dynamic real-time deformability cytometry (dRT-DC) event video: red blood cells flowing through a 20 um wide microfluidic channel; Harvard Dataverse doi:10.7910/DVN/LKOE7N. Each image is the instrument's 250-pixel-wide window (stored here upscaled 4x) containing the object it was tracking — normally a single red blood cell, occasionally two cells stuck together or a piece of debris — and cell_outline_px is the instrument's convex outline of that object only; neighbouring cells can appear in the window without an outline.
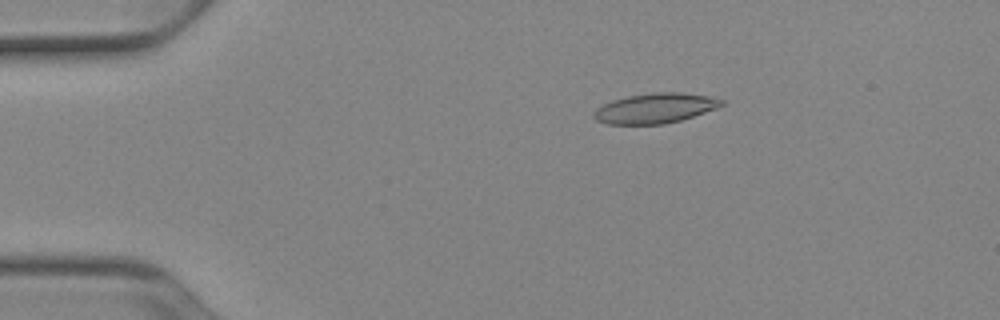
{"species": "Egyptian fruit bat (a non-hibernating species)", "species_latin": "Rousettus aegyptiacus", "temperature_condition": "cold", "stored_images_in_passage": 52, "camera_frame_rate_fps": 3000, "um_per_image_px": 0.085, "animal": {"sex": "female"}, "frame": {"image": 1, "passage_image": 10, "time_ms": 3.0, "image_size_px": [1000, 320], "cell_outline_px": [[724, 104], [716, 108], [680, 120], [664, 124], [608, 124], [596, 120], [592, 116], [592, 112], [596, 108], [612, 100], [628, 96], [656, 92], [680, 92], [712, 96], [724, 100]], "centroid_in_image_um": [55.67, 9.19], "position_along_channel_um": 29.3, "area_um2": 22.31}}
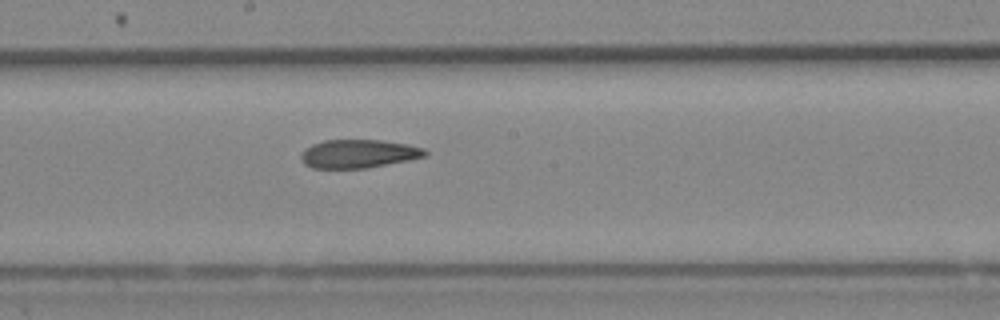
{"frame": {"image": 2, "passage_image": 29, "time_ms": 9.333, "image_size_px": [1000, 320], "cell_outline_px": [[428, 156], [368, 168], [312, 168], [304, 164], [300, 160], [300, 156], [312, 144], [324, 140], [380, 140], [408, 144], [424, 148], [428, 152]], "centroid_in_image_um": [30.5, 13.07], "position_along_channel_um": 217.7, "area_um2": 20.58}}
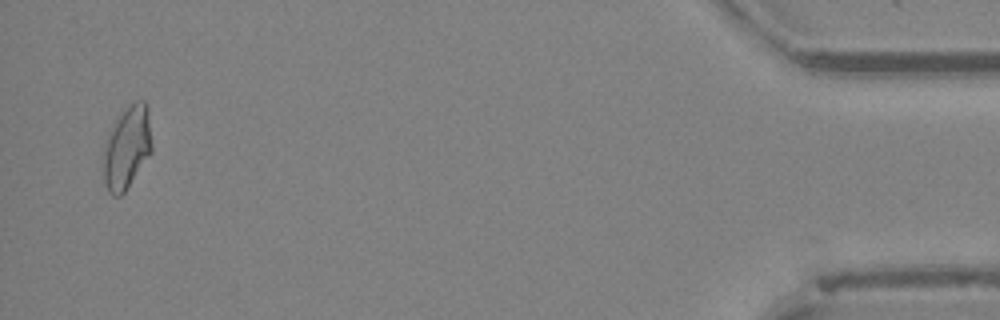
{"frame": {"image": 3, "passage_image": 51, "time_ms": 16.667, "image_size_px": [1000, 320], "cell_outline_px": [[152, 152], [124, 192], [120, 196], [112, 196], [108, 192], [104, 180], [100, 156], [104, 140], [108, 132], [116, 120], [136, 100], [144, 100], [148, 120], [152, 144]], "centroid_in_image_um": [10.72, 12.62], "position_along_channel_um": 424.5, "area_um2": 23.41}, "authors_computed_cell_mechanics": {"area_um2": 21.7328, "velocity_mm_per_s": 3.9214, "shape_relaxation_time_tau1_ms": null, "shape_relaxation_time_tau2_ms": 4.2803, "deformation_change_tau1": null, "deformation_change_tau2": 0.1107}}